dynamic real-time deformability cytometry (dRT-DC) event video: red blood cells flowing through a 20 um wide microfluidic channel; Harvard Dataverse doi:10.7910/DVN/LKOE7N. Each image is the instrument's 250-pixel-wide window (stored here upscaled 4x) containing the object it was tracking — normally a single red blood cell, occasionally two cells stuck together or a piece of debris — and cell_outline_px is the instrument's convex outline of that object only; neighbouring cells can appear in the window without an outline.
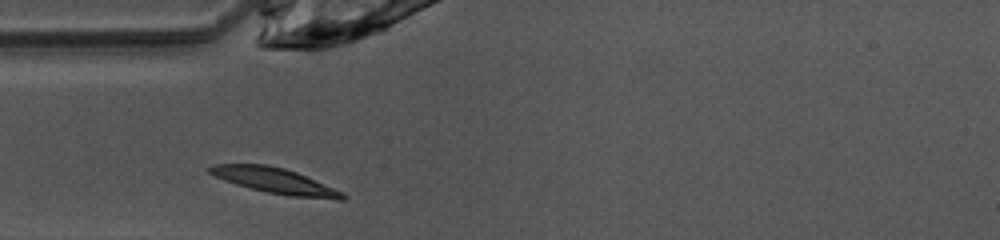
{"species": "common noctule bat (a hibernating species)", "species_latin": "Nyctalus noctula", "temperature_condition": "warm", "stored_images_in_passage": 26, "camera_frame_rate_fps": 3000, "um_per_image_px": 0.085, "animal": {"sex": "female", "body_mass_g": 10.0, "forearm_length_mm": 53.1}, "frame": {"image": 1, "passage_image": 1, "time_ms": 0.0, "image_size_px": [1000, 240], "cell_outline_px": [[348, 196], [344, 200], [336, 200], [288, 196], [268, 192], [236, 184], [224, 180], [208, 172], [204, 168], [212, 164], [268, 164], [284, 168], [296, 172], [344, 192]], "centroid_in_image_um": [23.39, 15.37], "position_along_channel_um": 61.6, "area_um2": 19.88}}
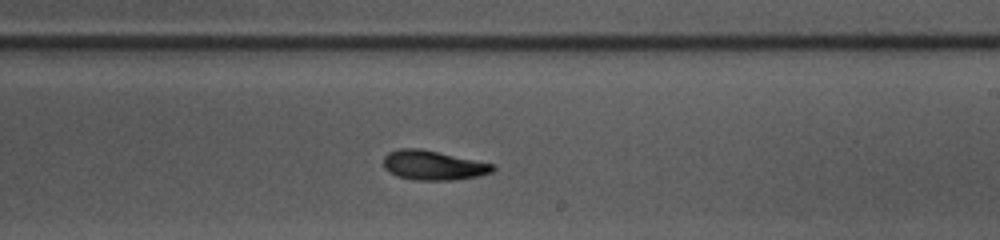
{"frame": {"image": 2, "passage_image": 15, "time_ms": 4.667, "image_size_px": [1000, 240], "cell_outline_px": [[496, 168], [492, 172], [476, 176], [452, 180], [412, 180], [396, 176], [388, 172], [384, 168], [384, 156], [388, 152], [400, 148], [420, 148], [496, 164]], "centroid_in_image_um": [36.81, 14.05], "position_along_channel_um": 252.2, "area_um2": 18.96}}
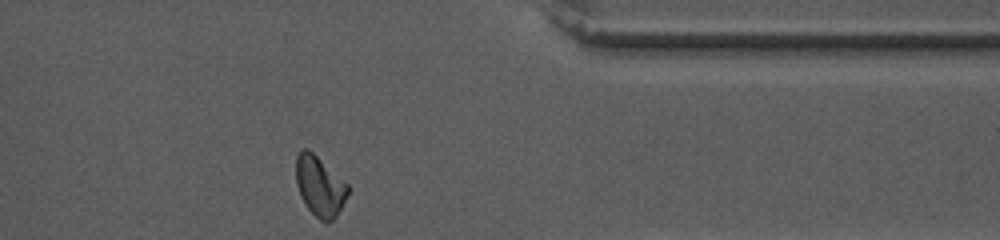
{"frame": {"image": 3, "passage_image": 26, "time_ms": 8.333, "image_size_px": [1000, 240], "cell_outline_px": [[348, 192], [336, 216], [332, 220], [320, 220], [304, 204], [300, 196], [296, 184], [296, 156], [300, 148], [308, 148], [348, 184]], "centroid_in_image_um": [27.14, 15.78], "position_along_channel_um": 384.3, "area_um2": 17.92}, "authors_computed_cell_mechanics": {"area_um2": 18.4382, "velocity_mm_per_s": 4.065, "shape_relaxation_time_tau1_ms": 3.224, "shape_relaxation_time_tau2_ms": 8.4476, "deformation_change_tau1": 0.143, "deformation_change_tau2": 0.145}}